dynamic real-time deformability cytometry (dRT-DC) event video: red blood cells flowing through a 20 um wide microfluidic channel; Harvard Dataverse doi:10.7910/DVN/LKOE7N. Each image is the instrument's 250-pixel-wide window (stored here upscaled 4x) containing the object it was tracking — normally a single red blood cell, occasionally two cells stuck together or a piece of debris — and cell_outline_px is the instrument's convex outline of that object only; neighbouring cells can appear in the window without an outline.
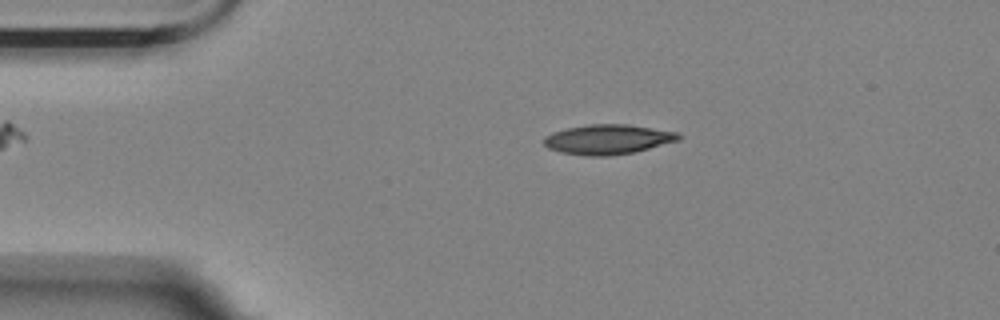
{"species": "Egyptian fruit bat (a non-hibernating species)", "species_latin": "Rousettus aegyptiacus", "temperature_condition": "room temperature", "stored_images_in_passage": 51, "camera_frame_rate_fps": 3000, "um_per_image_px": 0.085, "animal": {"sex": "female"}, "frame": {"image": 1, "passage_image": 7, "time_ms": 2.0, "image_size_px": [1000, 320], "cell_outline_px": [[684, 136], [680, 140], [636, 152], [608, 156], [588, 156], [560, 152], [548, 148], [544, 144], [544, 136], [552, 132], [568, 128], [588, 124], [628, 124], [676, 132]], "centroid_in_image_um": [51.69, 11.85], "position_along_channel_um": 33.3, "area_um2": 23.52}}
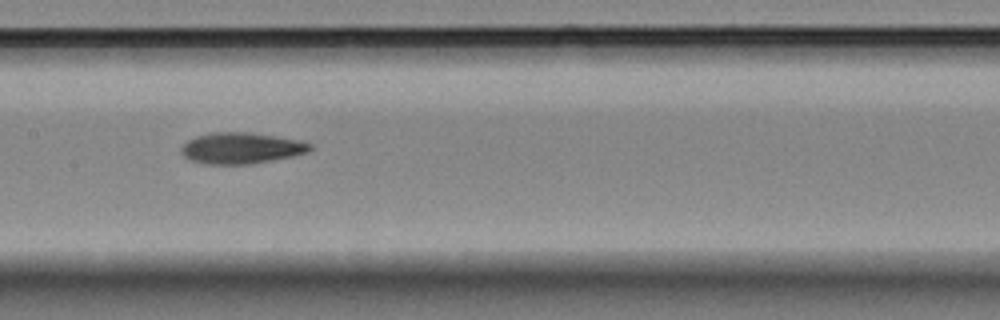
{"frame": {"image": 2, "passage_image": 23, "time_ms": 7.333, "image_size_px": [1000, 320], "cell_outline_px": [[316, 148], [308, 152], [292, 156], [252, 164], [208, 164], [192, 160], [184, 156], [180, 152], [180, 148], [188, 140], [196, 136], [208, 132], [248, 132], [300, 140], [312, 144]], "centroid_in_image_um": [20.53, 12.58], "position_along_channel_um": 186.9, "area_um2": 23.47}}
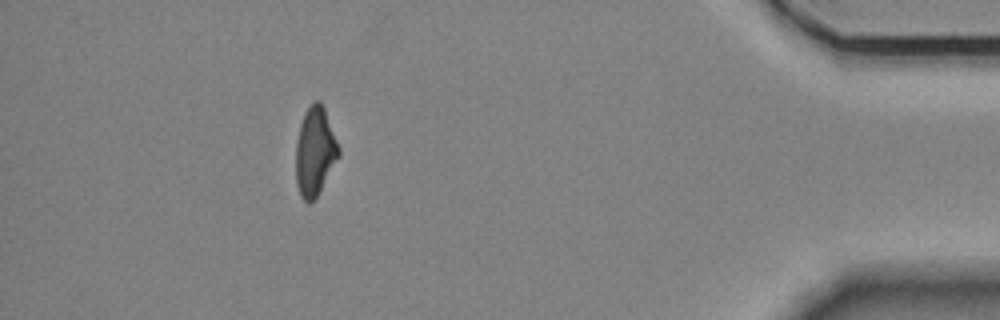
{"frame": {"image": 3, "passage_image": 46, "time_ms": 15.0, "image_size_px": [1000, 320], "cell_outline_px": [[340, 156], [316, 196], [308, 204], [300, 196], [296, 184], [296, 140], [300, 124], [304, 112], [316, 100], [320, 100], [324, 108], [340, 148]], "centroid_in_image_um": [26.76, 12.87], "position_along_channel_um": 408.4, "area_um2": 22.02}, "authors_computed_cell_mechanics": {"area_um2": 23.0044, "velocity_mm_per_s": 3.5854, "shape_relaxation_time_tau1_ms": 6.5138, "shape_relaxation_time_tau2_ms": 4.1837, "deformation_change_tau1": 0.1854, "deformation_change_tau2": 0.1216}}